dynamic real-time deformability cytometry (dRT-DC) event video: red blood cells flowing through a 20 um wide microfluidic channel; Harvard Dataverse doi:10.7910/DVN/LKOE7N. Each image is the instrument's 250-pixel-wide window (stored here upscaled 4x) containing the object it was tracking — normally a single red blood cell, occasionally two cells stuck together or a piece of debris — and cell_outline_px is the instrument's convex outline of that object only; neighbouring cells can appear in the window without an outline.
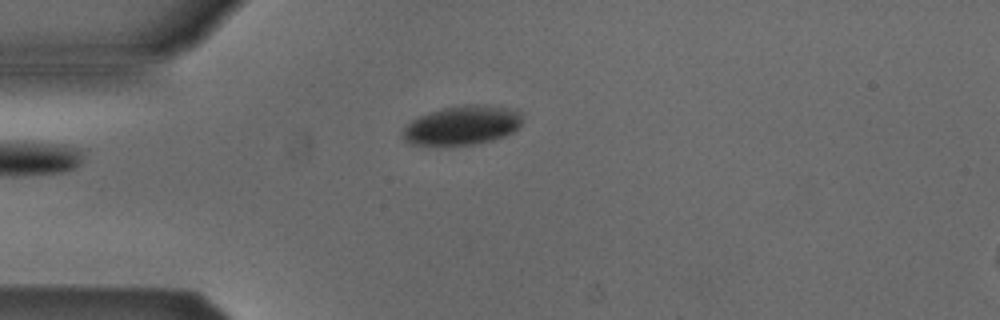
{"species": "Egyptian fruit bat (a non-hibernating species)", "species_latin": "Rousettus aegyptiacus", "temperature_condition": "cold", "stored_images_in_passage": 3, "camera_frame_rate_fps": 3000, "um_per_image_px": 0.085, "animal": {"sex": "male"}, "frame": {"image": 1, "passage_image": 3, "time_ms": 0.667, "image_size_px": [1000, 320], "cell_outline_px": [[520, 124], [512, 132], [504, 136], [492, 140], [472, 144], [444, 148], [408, 144], [400, 136], [404, 128], [412, 120], [428, 112], [444, 108], [464, 104], [484, 104], [508, 108], [520, 112]], "centroid_in_image_um": [39.19, 10.69], "position_along_channel_um": 45.8, "area_um2": 27.86}}